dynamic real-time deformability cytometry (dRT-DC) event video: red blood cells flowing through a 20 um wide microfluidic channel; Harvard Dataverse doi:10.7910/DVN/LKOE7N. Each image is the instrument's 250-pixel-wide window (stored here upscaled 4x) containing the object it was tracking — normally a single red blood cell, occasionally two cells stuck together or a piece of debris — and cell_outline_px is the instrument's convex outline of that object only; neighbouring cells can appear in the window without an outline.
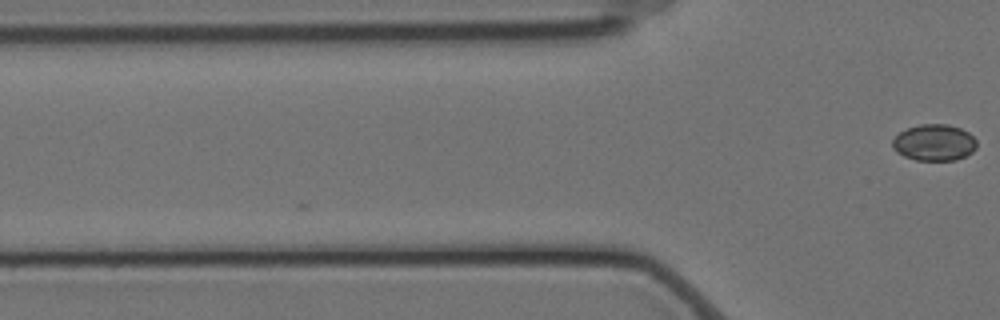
{"species": "Egyptian fruit bat (a non-hibernating species)", "species_latin": "Rousettus aegyptiacus", "temperature_condition": "cold", "stored_images_in_passage": 3, "camera_frame_rate_fps": 3000, "um_per_image_px": 0.085, "animal": {"sex": "female"}, "frame": {"image": 1, "passage_image": 3, "time_ms": 0.667, "image_size_px": [1000, 320], "cell_outline_px": [[976, 148], [972, 152], [956, 160], [916, 160], [904, 156], [896, 152], [892, 148], [892, 140], [900, 132], [908, 128], [920, 124], [948, 124], [960, 128], [968, 132], [976, 140]], "centroid_in_image_um": [79.4, 12.12], "position_along_channel_um": 46.4, "area_um2": 17.86}}